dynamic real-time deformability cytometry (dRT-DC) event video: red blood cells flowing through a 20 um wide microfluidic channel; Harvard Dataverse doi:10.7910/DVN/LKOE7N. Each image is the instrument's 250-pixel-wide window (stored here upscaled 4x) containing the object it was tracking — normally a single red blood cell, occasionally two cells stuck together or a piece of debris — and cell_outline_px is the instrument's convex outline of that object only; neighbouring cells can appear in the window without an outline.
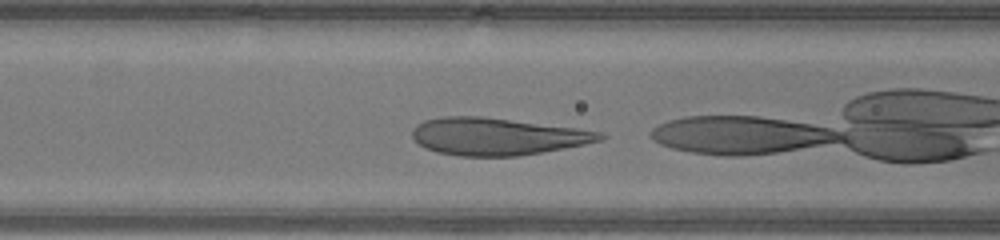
{"species": "human", "species_latin": "Homo sapiens", "temperature_condition": "warm", "stored_images_in_passage": 13, "camera_frame_rate_fps": 3000, "um_per_image_px": 0.085, "donor": {"sex": "male"}, "frame": {"image": 1, "passage_image": 3, "time_ms": 0.667, "image_size_px": [1000, 240], "cell_outline_px": [[608, 136], [600, 140], [584, 144], [564, 148], [520, 156], [460, 156], [436, 152], [424, 148], [412, 136], [412, 132], [416, 124], [424, 120], [444, 116], [480, 116], [576, 128], [600, 132]], "centroid_in_image_um": [42.22, 11.6], "position_along_channel_um": 124.4, "area_um2": 40.58}}